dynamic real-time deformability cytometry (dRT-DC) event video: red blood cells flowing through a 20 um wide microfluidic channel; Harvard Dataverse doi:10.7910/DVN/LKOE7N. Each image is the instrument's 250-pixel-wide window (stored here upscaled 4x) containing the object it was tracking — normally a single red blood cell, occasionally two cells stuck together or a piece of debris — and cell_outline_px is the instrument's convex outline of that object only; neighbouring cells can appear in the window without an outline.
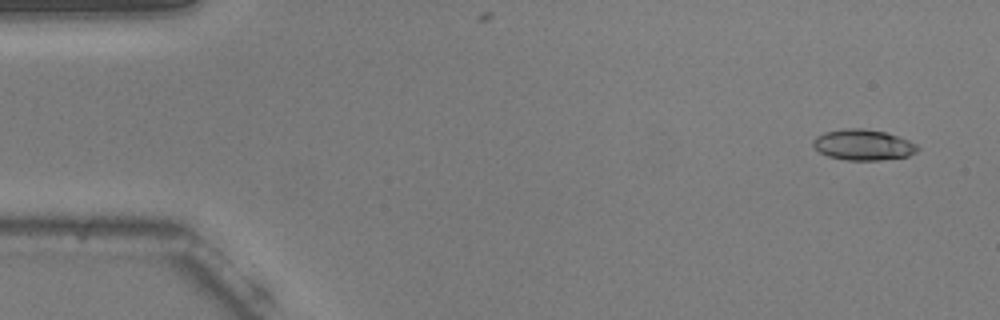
{"species": "common noctule bat (a hibernating species)", "species_latin": "Nyctalus noctula", "temperature_condition": "warm", "stored_images_in_passage": 54, "camera_frame_rate_fps": 3000, "um_per_image_px": 0.085, "animal": {"sex": "male", "body_mass_g": 20.5, "forearm_length_mm": 52.5}, "frame": {"image": 1, "passage_image": 3, "time_ms": 0.667, "image_size_px": [1000, 320], "cell_outline_px": [[920, 148], [916, 152], [908, 156], [880, 160], [844, 160], [828, 156], [820, 152], [812, 144], [812, 140], [816, 136], [824, 132], [848, 128], [864, 128], [884, 132], [900, 136], [916, 144]], "centroid_in_image_um": [73.37, 12.31], "position_along_channel_um": 11.6, "area_um2": 18.79}}
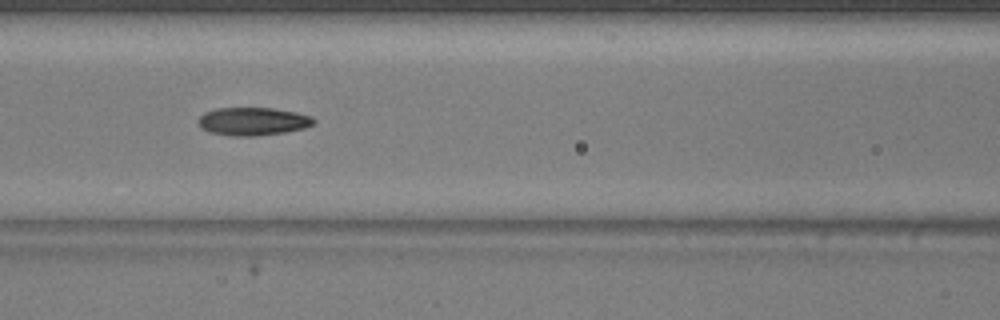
{"frame": {"image": 2, "passage_image": 23, "time_ms": 7.333, "image_size_px": [1000, 320], "cell_outline_px": [[316, 120], [312, 124], [304, 128], [284, 132], [256, 136], [232, 136], [208, 132], [200, 128], [196, 120], [204, 112], [216, 108], [272, 108], [296, 112], [312, 116]], "centroid_in_image_um": [21.45, 10.32], "position_along_channel_um": 145.2, "area_um2": 19.02}}
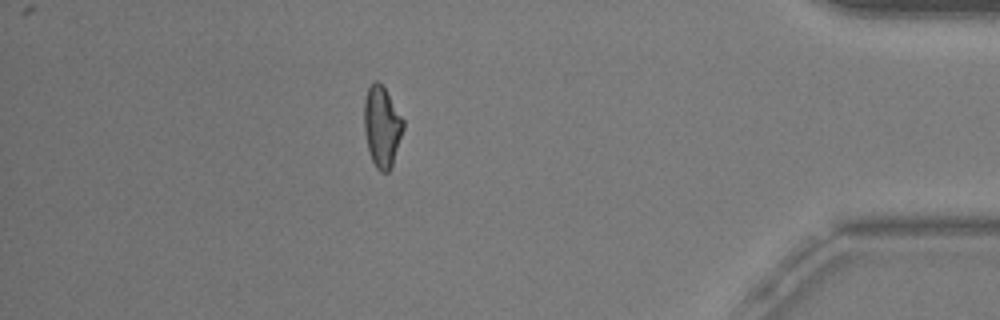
{"frame": {"image": 3, "passage_image": 47, "time_ms": 15.333, "image_size_px": [1000, 320], "cell_outline_px": [[404, 128], [392, 164], [388, 172], [380, 172], [376, 168], [372, 160], [368, 148], [364, 132], [364, 100], [368, 88], [372, 80], [376, 80], [384, 88], [404, 120]], "centroid_in_image_um": [32.45, 10.75], "position_along_channel_um": 402.8, "area_um2": 18.26}, "authors_computed_cell_mechanics": {"area_um2": 18.5827, "velocity_mm_per_s": 3.7762, "shape_relaxation_time_tau1_ms": 3.7004, "shape_relaxation_time_tau2_ms": 2.9327, "deformation_change_tau1": 0.1503, "deformation_change_tau2": 0.0989}}